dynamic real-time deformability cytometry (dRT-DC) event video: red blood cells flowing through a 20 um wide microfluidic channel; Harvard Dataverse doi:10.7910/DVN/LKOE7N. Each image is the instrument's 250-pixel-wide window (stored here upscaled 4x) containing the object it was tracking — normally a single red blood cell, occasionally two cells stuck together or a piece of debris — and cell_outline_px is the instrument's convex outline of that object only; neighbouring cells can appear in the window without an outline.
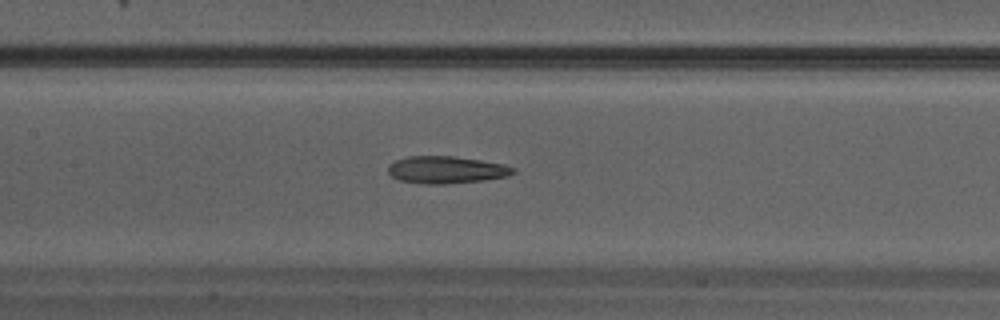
{"species": "Egyptian fruit bat (a non-hibernating species)", "species_latin": "Rousettus aegyptiacus", "temperature_condition": "warm", "stored_images_in_passage": 33, "camera_frame_rate_fps": 3000, "um_per_image_px": 0.085, "animal": {"sex": "male"}, "frame": {"image": 1, "passage_image": 15, "time_ms": 4.667, "image_size_px": [1000, 320], "cell_outline_px": [[516, 172], [508, 176], [484, 180], [444, 184], [428, 184], [400, 180], [392, 176], [388, 172], [388, 164], [396, 160], [408, 156], [452, 156], [480, 160], [504, 164], [516, 168]], "centroid_in_image_um": [37.95, 14.43], "position_along_channel_um": 169.4, "area_um2": 19.83}}